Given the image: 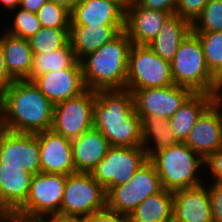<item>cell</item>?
Listing matches in <instances>:
<instances>
[{
    "instance_id": "cell-8",
    "label": "cell",
    "mask_w": 222,
    "mask_h": 222,
    "mask_svg": "<svg viewBox=\"0 0 222 222\" xmlns=\"http://www.w3.org/2000/svg\"><path fill=\"white\" fill-rule=\"evenodd\" d=\"M162 189L156 168L148 159L127 183L114 186L107 193V208L129 215L143 200Z\"/></svg>"
},
{
    "instance_id": "cell-37",
    "label": "cell",
    "mask_w": 222,
    "mask_h": 222,
    "mask_svg": "<svg viewBox=\"0 0 222 222\" xmlns=\"http://www.w3.org/2000/svg\"><path fill=\"white\" fill-rule=\"evenodd\" d=\"M86 222H130V216L105 208L87 216Z\"/></svg>"
},
{
    "instance_id": "cell-40",
    "label": "cell",
    "mask_w": 222,
    "mask_h": 222,
    "mask_svg": "<svg viewBox=\"0 0 222 222\" xmlns=\"http://www.w3.org/2000/svg\"><path fill=\"white\" fill-rule=\"evenodd\" d=\"M14 81L15 79L9 74L6 68L4 54L0 46V97Z\"/></svg>"
},
{
    "instance_id": "cell-23",
    "label": "cell",
    "mask_w": 222,
    "mask_h": 222,
    "mask_svg": "<svg viewBox=\"0 0 222 222\" xmlns=\"http://www.w3.org/2000/svg\"><path fill=\"white\" fill-rule=\"evenodd\" d=\"M6 68L15 80H29L33 51L29 40L7 33L0 38Z\"/></svg>"
},
{
    "instance_id": "cell-44",
    "label": "cell",
    "mask_w": 222,
    "mask_h": 222,
    "mask_svg": "<svg viewBox=\"0 0 222 222\" xmlns=\"http://www.w3.org/2000/svg\"><path fill=\"white\" fill-rule=\"evenodd\" d=\"M216 100L222 103V72L216 77Z\"/></svg>"
},
{
    "instance_id": "cell-43",
    "label": "cell",
    "mask_w": 222,
    "mask_h": 222,
    "mask_svg": "<svg viewBox=\"0 0 222 222\" xmlns=\"http://www.w3.org/2000/svg\"><path fill=\"white\" fill-rule=\"evenodd\" d=\"M47 1H51V2H53L55 4L62 5L64 7H66L68 10L72 11L73 8L75 7V4L79 0H47Z\"/></svg>"
},
{
    "instance_id": "cell-11",
    "label": "cell",
    "mask_w": 222,
    "mask_h": 222,
    "mask_svg": "<svg viewBox=\"0 0 222 222\" xmlns=\"http://www.w3.org/2000/svg\"><path fill=\"white\" fill-rule=\"evenodd\" d=\"M193 94L192 90L176 84L132 92L138 116L154 115L165 119L171 118Z\"/></svg>"
},
{
    "instance_id": "cell-33",
    "label": "cell",
    "mask_w": 222,
    "mask_h": 222,
    "mask_svg": "<svg viewBox=\"0 0 222 222\" xmlns=\"http://www.w3.org/2000/svg\"><path fill=\"white\" fill-rule=\"evenodd\" d=\"M17 14L14 17V27L11 30H8L7 33L29 39L31 38L38 30L42 28L41 23L37 17V14L26 11L19 7Z\"/></svg>"
},
{
    "instance_id": "cell-13",
    "label": "cell",
    "mask_w": 222,
    "mask_h": 222,
    "mask_svg": "<svg viewBox=\"0 0 222 222\" xmlns=\"http://www.w3.org/2000/svg\"><path fill=\"white\" fill-rule=\"evenodd\" d=\"M0 165L23 167L33 175L40 172V148L36 133L0 131Z\"/></svg>"
},
{
    "instance_id": "cell-9",
    "label": "cell",
    "mask_w": 222,
    "mask_h": 222,
    "mask_svg": "<svg viewBox=\"0 0 222 222\" xmlns=\"http://www.w3.org/2000/svg\"><path fill=\"white\" fill-rule=\"evenodd\" d=\"M147 160L142 146H111L91 175L108 193L114 186L127 183Z\"/></svg>"
},
{
    "instance_id": "cell-17",
    "label": "cell",
    "mask_w": 222,
    "mask_h": 222,
    "mask_svg": "<svg viewBox=\"0 0 222 222\" xmlns=\"http://www.w3.org/2000/svg\"><path fill=\"white\" fill-rule=\"evenodd\" d=\"M173 220L176 222H213L209 192L205 185L173 192Z\"/></svg>"
},
{
    "instance_id": "cell-10",
    "label": "cell",
    "mask_w": 222,
    "mask_h": 222,
    "mask_svg": "<svg viewBox=\"0 0 222 222\" xmlns=\"http://www.w3.org/2000/svg\"><path fill=\"white\" fill-rule=\"evenodd\" d=\"M95 100L96 91L87 89L77 97L54 104L51 129L71 141L80 137L93 128Z\"/></svg>"
},
{
    "instance_id": "cell-27",
    "label": "cell",
    "mask_w": 222,
    "mask_h": 222,
    "mask_svg": "<svg viewBox=\"0 0 222 222\" xmlns=\"http://www.w3.org/2000/svg\"><path fill=\"white\" fill-rule=\"evenodd\" d=\"M139 117L141 118V146L145 149L148 158L158 150L179 143L168 119L154 115ZM150 139L155 143L153 148L148 143Z\"/></svg>"
},
{
    "instance_id": "cell-36",
    "label": "cell",
    "mask_w": 222,
    "mask_h": 222,
    "mask_svg": "<svg viewBox=\"0 0 222 222\" xmlns=\"http://www.w3.org/2000/svg\"><path fill=\"white\" fill-rule=\"evenodd\" d=\"M46 219H45V218ZM50 216L47 215H32L20 210L8 211L3 213L2 222H52Z\"/></svg>"
},
{
    "instance_id": "cell-18",
    "label": "cell",
    "mask_w": 222,
    "mask_h": 222,
    "mask_svg": "<svg viewBox=\"0 0 222 222\" xmlns=\"http://www.w3.org/2000/svg\"><path fill=\"white\" fill-rule=\"evenodd\" d=\"M172 13L150 10L135 4L125 9V28L132 44L147 45L157 35Z\"/></svg>"
},
{
    "instance_id": "cell-16",
    "label": "cell",
    "mask_w": 222,
    "mask_h": 222,
    "mask_svg": "<svg viewBox=\"0 0 222 222\" xmlns=\"http://www.w3.org/2000/svg\"><path fill=\"white\" fill-rule=\"evenodd\" d=\"M40 148V172L76 173L72 142L52 129L36 133Z\"/></svg>"
},
{
    "instance_id": "cell-5",
    "label": "cell",
    "mask_w": 222,
    "mask_h": 222,
    "mask_svg": "<svg viewBox=\"0 0 222 222\" xmlns=\"http://www.w3.org/2000/svg\"><path fill=\"white\" fill-rule=\"evenodd\" d=\"M171 74L174 84L194 93L217 94L216 78L207 67L203 46L193 31L179 45L171 61Z\"/></svg>"
},
{
    "instance_id": "cell-24",
    "label": "cell",
    "mask_w": 222,
    "mask_h": 222,
    "mask_svg": "<svg viewBox=\"0 0 222 222\" xmlns=\"http://www.w3.org/2000/svg\"><path fill=\"white\" fill-rule=\"evenodd\" d=\"M192 31V24L178 15H172L147 45L163 60L171 62L181 42Z\"/></svg>"
},
{
    "instance_id": "cell-46",
    "label": "cell",
    "mask_w": 222,
    "mask_h": 222,
    "mask_svg": "<svg viewBox=\"0 0 222 222\" xmlns=\"http://www.w3.org/2000/svg\"><path fill=\"white\" fill-rule=\"evenodd\" d=\"M142 0H120V4L127 9L128 7L139 4Z\"/></svg>"
},
{
    "instance_id": "cell-30",
    "label": "cell",
    "mask_w": 222,
    "mask_h": 222,
    "mask_svg": "<svg viewBox=\"0 0 222 222\" xmlns=\"http://www.w3.org/2000/svg\"><path fill=\"white\" fill-rule=\"evenodd\" d=\"M194 33L203 46L207 67L216 78L222 72V31Z\"/></svg>"
},
{
    "instance_id": "cell-42",
    "label": "cell",
    "mask_w": 222,
    "mask_h": 222,
    "mask_svg": "<svg viewBox=\"0 0 222 222\" xmlns=\"http://www.w3.org/2000/svg\"><path fill=\"white\" fill-rule=\"evenodd\" d=\"M52 222H86V217L56 215L52 217Z\"/></svg>"
},
{
    "instance_id": "cell-14",
    "label": "cell",
    "mask_w": 222,
    "mask_h": 222,
    "mask_svg": "<svg viewBox=\"0 0 222 222\" xmlns=\"http://www.w3.org/2000/svg\"><path fill=\"white\" fill-rule=\"evenodd\" d=\"M222 103L216 99L204 110L184 142L204 161L222 147Z\"/></svg>"
},
{
    "instance_id": "cell-39",
    "label": "cell",
    "mask_w": 222,
    "mask_h": 222,
    "mask_svg": "<svg viewBox=\"0 0 222 222\" xmlns=\"http://www.w3.org/2000/svg\"><path fill=\"white\" fill-rule=\"evenodd\" d=\"M213 173L215 182L222 183V147L213 152L205 161Z\"/></svg>"
},
{
    "instance_id": "cell-22",
    "label": "cell",
    "mask_w": 222,
    "mask_h": 222,
    "mask_svg": "<svg viewBox=\"0 0 222 222\" xmlns=\"http://www.w3.org/2000/svg\"><path fill=\"white\" fill-rule=\"evenodd\" d=\"M125 25H70L69 42L78 60L111 41Z\"/></svg>"
},
{
    "instance_id": "cell-32",
    "label": "cell",
    "mask_w": 222,
    "mask_h": 222,
    "mask_svg": "<svg viewBox=\"0 0 222 222\" xmlns=\"http://www.w3.org/2000/svg\"><path fill=\"white\" fill-rule=\"evenodd\" d=\"M36 14L42 27L70 28L71 11L62 5L47 1Z\"/></svg>"
},
{
    "instance_id": "cell-21",
    "label": "cell",
    "mask_w": 222,
    "mask_h": 222,
    "mask_svg": "<svg viewBox=\"0 0 222 222\" xmlns=\"http://www.w3.org/2000/svg\"><path fill=\"white\" fill-rule=\"evenodd\" d=\"M71 142L75 171L83 173H91L111 147L109 141L95 128Z\"/></svg>"
},
{
    "instance_id": "cell-6",
    "label": "cell",
    "mask_w": 222,
    "mask_h": 222,
    "mask_svg": "<svg viewBox=\"0 0 222 222\" xmlns=\"http://www.w3.org/2000/svg\"><path fill=\"white\" fill-rule=\"evenodd\" d=\"M105 208L107 192L91 173L76 172L66 175L61 216L87 217Z\"/></svg>"
},
{
    "instance_id": "cell-12",
    "label": "cell",
    "mask_w": 222,
    "mask_h": 222,
    "mask_svg": "<svg viewBox=\"0 0 222 222\" xmlns=\"http://www.w3.org/2000/svg\"><path fill=\"white\" fill-rule=\"evenodd\" d=\"M65 183L64 174L36 173L26 203L19 210L32 215H60Z\"/></svg>"
},
{
    "instance_id": "cell-1",
    "label": "cell",
    "mask_w": 222,
    "mask_h": 222,
    "mask_svg": "<svg viewBox=\"0 0 222 222\" xmlns=\"http://www.w3.org/2000/svg\"><path fill=\"white\" fill-rule=\"evenodd\" d=\"M93 128L111 146H141V118L135 111L132 93L126 88L96 90Z\"/></svg>"
},
{
    "instance_id": "cell-35",
    "label": "cell",
    "mask_w": 222,
    "mask_h": 222,
    "mask_svg": "<svg viewBox=\"0 0 222 222\" xmlns=\"http://www.w3.org/2000/svg\"><path fill=\"white\" fill-rule=\"evenodd\" d=\"M213 222H222V183L214 182L208 187Z\"/></svg>"
},
{
    "instance_id": "cell-48",
    "label": "cell",
    "mask_w": 222,
    "mask_h": 222,
    "mask_svg": "<svg viewBox=\"0 0 222 222\" xmlns=\"http://www.w3.org/2000/svg\"><path fill=\"white\" fill-rule=\"evenodd\" d=\"M2 217H3V212L0 210V222L2 220Z\"/></svg>"
},
{
    "instance_id": "cell-41",
    "label": "cell",
    "mask_w": 222,
    "mask_h": 222,
    "mask_svg": "<svg viewBox=\"0 0 222 222\" xmlns=\"http://www.w3.org/2000/svg\"><path fill=\"white\" fill-rule=\"evenodd\" d=\"M46 2L47 0H21L20 7L36 14Z\"/></svg>"
},
{
    "instance_id": "cell-29",
    "label": "cell",
    "mask_w": 222,
    "mask_h": 222,
    "mask_svg": "<svg viewBox=\"0 0 222 222\" xmlns=\"http://www.w3.org/2000/svg\"><path fill=\"white\" fill-rule=\"evenodd\" d=\"M70 28L42 27L31 38L30 47L33 54L50 53L69 43Z\"/></svg>"
},
{
    "instance_id": "cell-31",
    "label": "cell",
    "mask_w": 222,
    "mask_h": 222,
    "mask_svg": "<svg viewBox=\"0 0 222 222\" xmlns=\"http://www.w3.org/2000/svg\"><path fill=\"white\" fill-rule=\"evenodd\" d=\"M193 32L222 31V0H209L192 24Z\"/></svg>"
},
{
    "instance_id": "cell-7",
    "label": "cell",
    "mask_w": 222,
    "mask_h": 222,
    "mask_svg": "<svg viewBox=\"0 0 222 222\" xmlns=\"http://www.w3.org/2000/svg\"><path fill=\"white\" fill-rule=\"evenodd\" d=\"M173 84L171 62L163 60L148 45L132 44L126 89L132 93L134 90L167 87Z\"/></svg>"
},
{
    "instance_id": "cell-15",
    "label": "cell",
    "mask_w": 222,
    "mask_h": 222,
    "mask_svg": "<svg viewBox=\"0 0 222 222\" xmlns=\"http://www.w3.org/2000/svg\"><path fill=\"white\" fill-rule=\"evenodd\" d=\"M33 82L53 104L77 97L87 90L80 60L70 68L44 73Z\"/></svg>"
},
{
    "instance_id": "cell-4",
    "label": "cell",
    "mask_w": 222,
    "mask_h": 222,
    "mask_svg": "<svg viewBox=\"0 0 222 222\" xmlns=\"http://www.w3.org/2000/svg\"><path fill=\"white\" fill-rule=\"evenodd\" d=\"M148 159L155 166L163 189L174 192L204 183L197 176L204 160L184 142L158 150Z\"/></svg>"
},
{
    "instance_id": "cell-47",
    "label": "cell",
    "mask_w": 222,
    "mask_h": 222,
    "mask_svg": "<svg viewBox=\"0 0 222 222\" xmlns=\"http://www.w3.org/2000/svg\"><path fill=\"white\" fill-rule=\"evenodd\" d=\"M2 113H1V97H0V131L2 130Z\"/></svg>"
},
{
    "instance_id": "cell-28",
    "label": "cell",
    "mask_w": 222,
    "mask_h": 222,
    "mask_svg": "<svg viewBox=\"0 0 222 222\" xmlns=\"http://www.w3.org/2000/svg\"><path fill=\"white\" fill-rule=\"evenodd\" d=\"M78 59L70 42L55 51L44 54H34L30 72V81L36 77L51 71H58L72 67Z\"/></svg>"
},
{
    "instance_id": "cell-26",
    "label": "cell",
    "mask_w": 222,
    "mask_h": 222,
    "mask_svg": "<svg viewBox=\"0 0 222 222\" xmlns=\"http://www.w3.org/2000/svg\"><path fill=\"white\" fill-rule=\"evenodd\" d=\"M129 216L130 222H170L173 220V192L162 189L150 195Z\"/></svg>"
},
{
    "instance_id": "cell-34",
    "label": "cell",
    "mask_w": 222,
    "mask_h": 222,
    "mask_svg": "<svg viewBox=\"0 0 222 222\" xmlns=\"http://www.w3.org/2000/svg\"><path fill=\"white\" fill-rule=\"evenodd\" d=\"M208 2L209 0H178L175 15L193 24Z\"/></svg>"
},
{
    "instance_id": "cell-25",
    "label": "cell",
    "mask_w": 222,
    "mask_h": 222,
    "mask_svg": "<svg viewBox=\"0 0 222 222\" xmlns=\"http://www.w3.org/2000/svg\"><path fill=\"white\" fill-rule=\"evenodd\" d=\"M216 99L214 94L194 93L180 109L169 118V123L179 142H185L197 119Z\"/></svg>"
},
{
    "instance_id": "cell-3",
    "label": "cell",
    "mask_w": 222,
    "mask_h": 222,
    "mask_svg": "<svg viewBox=\"0 0 222 222\" xmlns=\"http://www.w3.org/2000/svg\"><path fill=\"white\" fill-rule=\"evenodd\" d=\"M132 42L123 30L111 41L80 59L87 89H124ZM86 57V58H85Z\"/></svg>"
},
{
    "instance_id": "cell-20",
    "label": "cell",
    "mask_w": 222,
    "mask_h": 222,
    "mask_svg": "<svg viewBox=\"0 0 222 222\" xmlns=\"http://www.w3.org/2000/svg\"><path fill=\"white\" fill-rule=\"evenodd\" d=\"M33 174L23 167L0 165V210H19L27 200Z\"/></svg>"
},
{
    "instance_id": "cell-45",
    "label": "cell",
    "mask_w": 222,
    "mask_h": 222,
    "mask_svg": "<svg viewBox=\"0 0 222 222\" xmlns=\"http://www.w3.org/2000/svg\"><path fill=\"white\" fill-rule=\"evenodd\" d=\"M0 2L8 9H14V10L20 7L21 5V0H0Z\"/></svg>"
},
{
    "instance_id": "cell-19",
    "label": "cell",
    "mask_w": 222,
    "mask_h": 222,
    "mask_svg": "<svg viewBox=\"0 0 222 222\" xmlns=\"http://www.w3.org/2000/svg\"><path fill=\"white\" fill-rule=\"evenodd\" d=\"M70 25H125V8L113 0H79Z\"/></svg>"
},
{
    "instance_id": "cell-38",
    "label": "cell",
    "mask_w": 222,
    "mask_h": 222,
    "mask_svg": "<svg viewBox=\"0 0 222 222\" xmlns=\"http://www.w3.org/2000/svg\"><path fill=\"white\" fill-rule=\"evenodd\" d=\"M178 0H142L139 4L150 10L169 12L175 15Z\"/></svg>"
},
{
    "instance_id": "cell-2",
    "label": "cell",
    "mask_w": 222,
    "mask_h": 222,
    "mask_svg": "<svg viewBox=\"0 0 222 222\" xmlns=\"http://www.w3.org/2000/svg\"><path fill=\"white\" fill-rule=\"evenodd\" d=\"M53 106L33 81L15 80L1 96L2 128L17 133L49 130Z\"/></svg>"
}]
</instances>
